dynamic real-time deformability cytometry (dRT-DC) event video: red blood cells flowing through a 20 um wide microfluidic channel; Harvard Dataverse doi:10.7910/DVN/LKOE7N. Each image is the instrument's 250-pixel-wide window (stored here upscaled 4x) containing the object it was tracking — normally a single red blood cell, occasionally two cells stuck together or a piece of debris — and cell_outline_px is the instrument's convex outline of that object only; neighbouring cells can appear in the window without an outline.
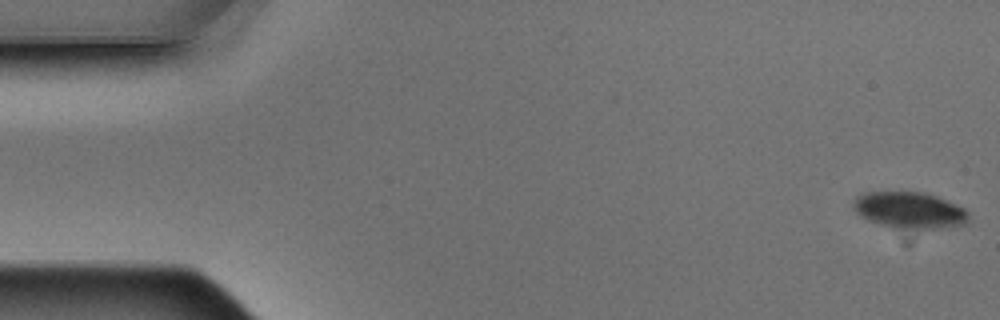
{"species": "Egyptian fruit bat (a non-hibernating species)", "species_latin": "Rousettus aegyptiacus", "temperature_condition": "warm", "stored_images_in_passage": 5, "camera_frame_rate_fps": 3000, "um_per_image_px": 0.085, "animal": {"sex": "male"}, "frame": {"image": 1, "passage_image": 1, "time_ms": 0.0, "image_size_px": [1000, 320], "cell_outline_px": [[968, 220], [964, 224], [932, 228], [892, 228], [868, 220], [860, 216], [852, 208], [852, 200], [856, 196], [864, 192], [924, 192], [936, 196], [956, 204], [964, 208], [968, 212]], "centroid_in_image_um": [77.24, 17.85], "position_along_channel_um": 7.8, "area_um2": 24.39}}
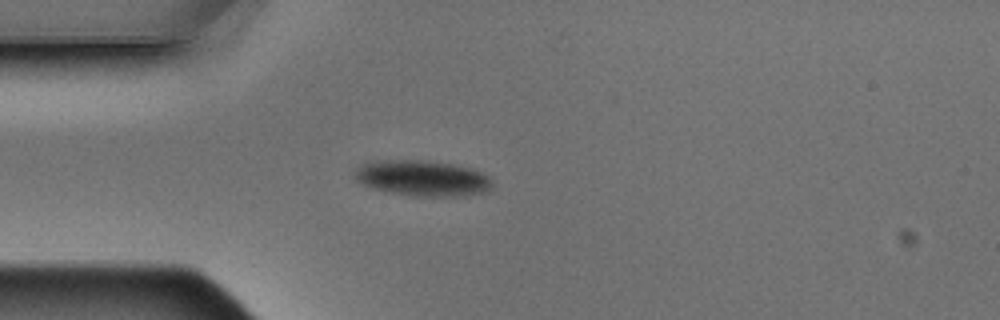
{"frame": {"image": 2, "passage_image": 5, "time_ms": 1.333, "image_size_px": [1000, 320], "cell_outline_px": [[492, 188], [484, 192], [464, 196], [416, 196], [392, 192], [376, 188], [364, 184], [356, 180], [352, 176], [356, 168], [360, 164], [372, 160], [420, 160], [452, 164], [468, 168], [480, 172], [488, 176], [492, 184]], "centroid_in_image_um": [35.87, 15.13], "position_along_channel_um": 49.1, "area_um2": 28.44}}